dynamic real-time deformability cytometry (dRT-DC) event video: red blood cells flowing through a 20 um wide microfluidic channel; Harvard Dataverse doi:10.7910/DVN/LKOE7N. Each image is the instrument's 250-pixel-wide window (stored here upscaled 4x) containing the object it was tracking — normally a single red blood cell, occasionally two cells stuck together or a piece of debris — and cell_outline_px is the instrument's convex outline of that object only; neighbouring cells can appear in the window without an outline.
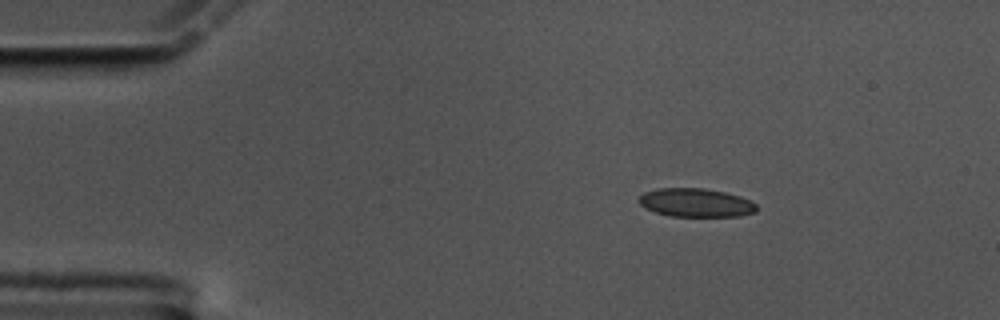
{"species": "common noctule bat (a hibernating species)", "species_latin": "Nyctalus noctula", "temperature_condition": "cold", "stored_images_in_passage": 49, "camera_frame_rate_fps": 3000, "um_per_image_px": 0.085, "animal": {"sex": "male", "body_mass_g": 17.5, "forearm_length_mm": 52.3}, "frame": {"image": 1, "passage_image": 1, "time_ms": 0.0, "image_size_px": [1000, 320], "cell_outline_px": [[756, 212], [740, 216], [668, 216], [644, 208], [636, 200], [644, 192], [656, 188], [704, 188], [724, 192], [740, 196], [756, 204]], "centroid_in_image_um": [59.1, 17.22], "position_along_channel_um": 25.9, "area_um2": 19.65}}
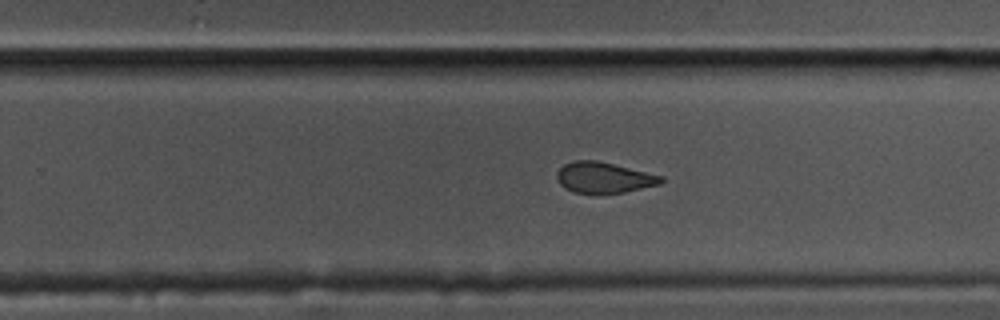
{"frame": {"image": 2, "passage_image": 28, "time_ms": 9.0, "image_size_px": [1000, 320], "cell_outline_px": [[664, 180], [660, 184], [624, 192], [596, 196], [572, 192], [564, 188], [560, 184], [556, 176], [556, 172], [564, 164], [572, 160], [596, 160], [664, 176]], "centroid_in_image_um": [51.29, 15.13], "position_along_channel_um": 278.5, "area_um2": 19.25}}
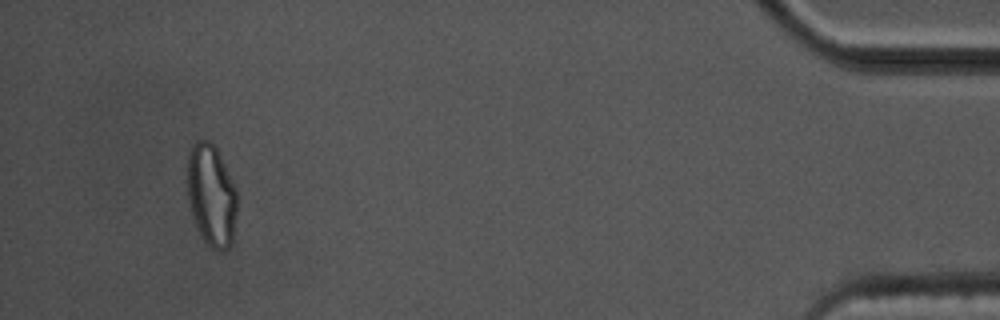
{"frame": {"image": 3, "passage_image": 46, "time_ms": 15.0, "image_size_px": [1000, 320], "cell_outline_px": [[236, 216], [232, 244], [228, 248], [220, 252], [212, 248], [204, 240], [196, 224], [192, 212], [188, 196], [188, 148], [196, 140], [208, 140], [216, 148], [236, 188]], "centroid_in_image_um": [17.97, 16.59], "position_along_channel_um": 417.2, "area_um2": 29.3}, "authors_computed_cell_mechanics": {"area_um2": 19.9988, "velocity_mm_per_s": 3.4994, "shape_relaxation_time_tau1_ms": 8.5124, "shape_relaxation_time_tau2_ms": 1.6549, "deformation_change_tau1": 0.1469, "deformation_change_tau2": 0.0617}}